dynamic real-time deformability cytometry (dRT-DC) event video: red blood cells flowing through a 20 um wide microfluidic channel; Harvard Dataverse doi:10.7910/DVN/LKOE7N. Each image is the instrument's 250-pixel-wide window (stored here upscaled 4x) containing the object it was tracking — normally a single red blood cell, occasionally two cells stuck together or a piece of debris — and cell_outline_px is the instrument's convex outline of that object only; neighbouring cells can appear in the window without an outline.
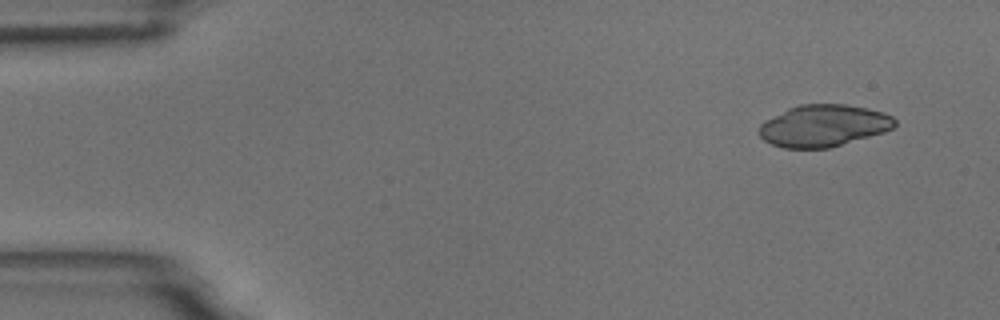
{"species": "common noctule bat (a hibernating species)", "species_latin": "Nyctalus noctula", "temperature_condition": "room temperature", "stored_images_in_passage": 4, "camera_frame_rate_fps": 3000, "um_per_image_px": 0.085, "animal": {"sex": "male", "body_mass_g": 18.8}, "frame": {"image": 1, "passage_image": 1, "time_ms": 0.0, "image_size_px": [1000, 320], "cell_outline_px": [[896, 124], [892, 128], [884, 132], [828, 148], [784, 148], [772, 144], [764, 140], [760, 136], [760, 124], [764, 120], [788, 108], [800, 104], [844, 104], [868, 108], [884, 112], [892, 116], [896, 120]], "centroid_in_image_um": [70.0, 10.67], "position_along_channel_um": 15.0, "area_um2": 33.06}}